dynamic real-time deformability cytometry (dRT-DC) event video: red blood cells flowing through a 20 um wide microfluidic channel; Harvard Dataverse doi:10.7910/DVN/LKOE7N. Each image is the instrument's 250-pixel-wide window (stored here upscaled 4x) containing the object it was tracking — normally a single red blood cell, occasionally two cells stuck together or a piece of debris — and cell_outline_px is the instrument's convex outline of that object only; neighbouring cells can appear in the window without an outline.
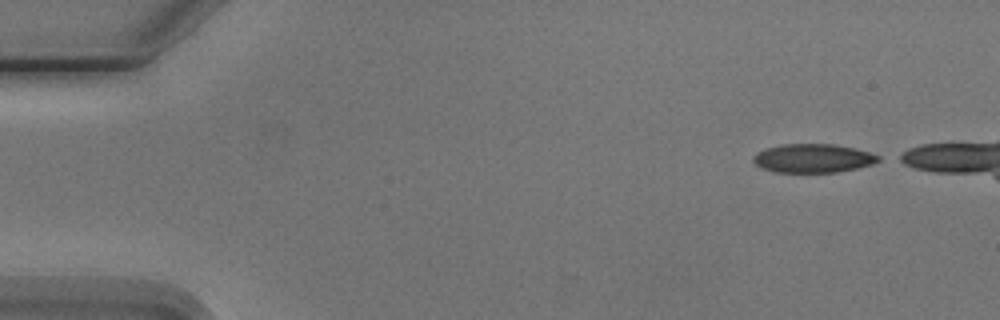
{"species": "Egyptian fruit bat (a non-hibernating species)", "species_latin": "Rousettus aegyptiacus", "temperature_condition": "cold", "stored_images_in_passage": 5, "camera_frame_rate_fps": 3000, "um_per_image_px": 0.085, "animal": {"sex": "male"}, "frame": {"image": 1, "passage_image": 1, "time_ms": 0.0, "image_size_px": [1000, 320], "cell_outline_px": [[880, 160], [872, 164], [856, 168], [836, 172], [776, 172], [764, 168], [756, 164], [752, 160], [752, 156], [756, 152], [768, 148], [784, 144], [832, 144], [852, 148], [868, 152], [880, 156]], "centroid_in_image_um": [69.09, 13.45], "position_along_channel_um": 15.9, "area_um2": 20.63}}